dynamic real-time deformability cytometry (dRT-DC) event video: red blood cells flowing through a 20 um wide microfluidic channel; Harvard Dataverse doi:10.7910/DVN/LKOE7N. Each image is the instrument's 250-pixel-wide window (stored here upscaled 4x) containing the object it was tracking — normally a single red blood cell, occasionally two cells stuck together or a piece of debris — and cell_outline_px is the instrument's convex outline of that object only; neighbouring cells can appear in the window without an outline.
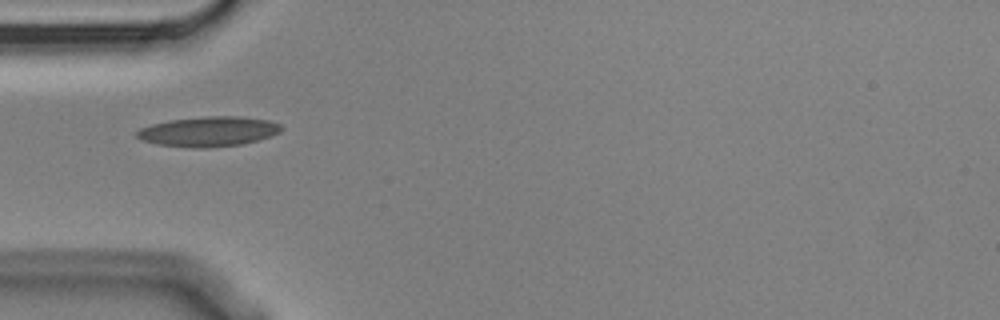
{"species": "Egyptian fruit bat (a non-hibernating species)", "species_latin": "Rousettus aegyptiacus", "temperature_condition": "cold", "stored_images_in_passage": 1, "camera_frame_rate_fps": 3000, "um_per_image_px": 0.085, "animal": {"sex": "male"}, "frame": {"image": 1, "passage_image": 1, "time_ms": 0.0, "image_size_px": [1000, 320], "cell_outline_px": [[284, 128], [280, 132], [256, 140], [240, 144], [204, 148], [196, 148], [156, 144], [144, 140], [136, 136], [136, 132], [140, 128], [152, 124], [168, 120], [208, 116], [240, 116], [268, 120], [280, 124]], "centroid_in_image_um": [17.72, 11.17], "position_along_channel_um": 67.3, "area_um2": 24.97}}